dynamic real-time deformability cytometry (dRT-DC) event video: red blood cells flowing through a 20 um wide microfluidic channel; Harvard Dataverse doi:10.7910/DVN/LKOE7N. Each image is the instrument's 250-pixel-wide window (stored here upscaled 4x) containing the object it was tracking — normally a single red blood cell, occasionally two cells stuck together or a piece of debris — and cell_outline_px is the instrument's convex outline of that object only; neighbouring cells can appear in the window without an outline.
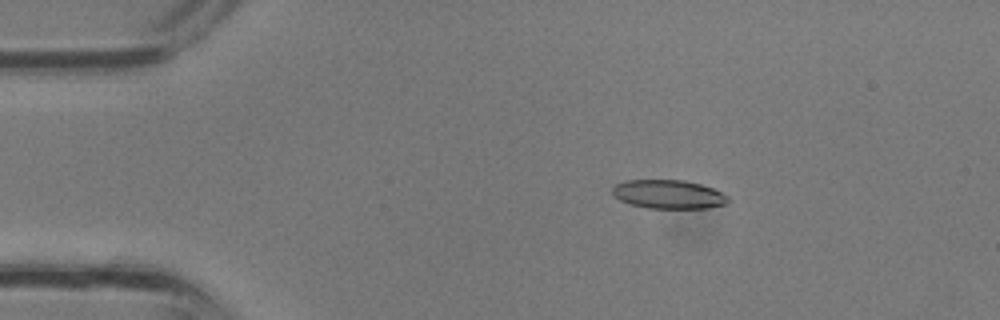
{"species": "common noctule bat (a hibernating species)", "species_latin": "Nyctalus noctula", "temperature_condition": "room temperature", "stored_images_in_passage": 35, "camera_frame_rate_fps": 3000, "um_per_image_px": 0.085, "animal": {"sex": "male", "body_mass_g": 13.3}, "frame": {"image": 1, "passage_image": 6, "time_ms": 1.667, "image_size_px": [1000, 320], "cell_outline_px": [[728, 200], [724, 204], [708, 208], [648, 208], [632, 204], [620, 200], [612, 192], [612, 188], [616, 184], [624, 180], [684, 180], [700, 184], [712, 188], [728, 196]], "centroid_in_image_um": [56.81, 16.51], "position_along_channel_um": 28.2, "area_um2": 19.19}}
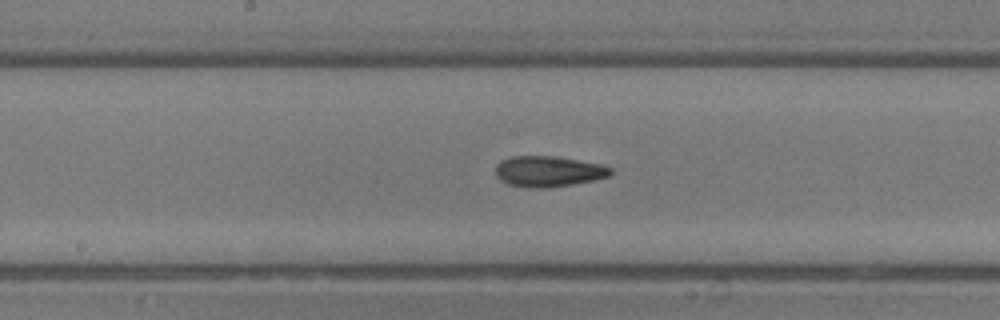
{"frame": {"image": 2, "passage_image": 18, "time_ms": 5.667, "image_size_px": [1000, 320], "cell_outline_px": [[612, 172], [608, 176], [592, 180], [572, 184], [548, 188], [532, 188], [508, 184], [500, 180], [496, 176], [496, 164], [500, 160], [512, 156], [552, 156], [600, 164], [612, 168]], "centroid_in_image_um": [46.56, 14.57], "position_along_channel_um": 201.6, "area_um2": 20.46}}
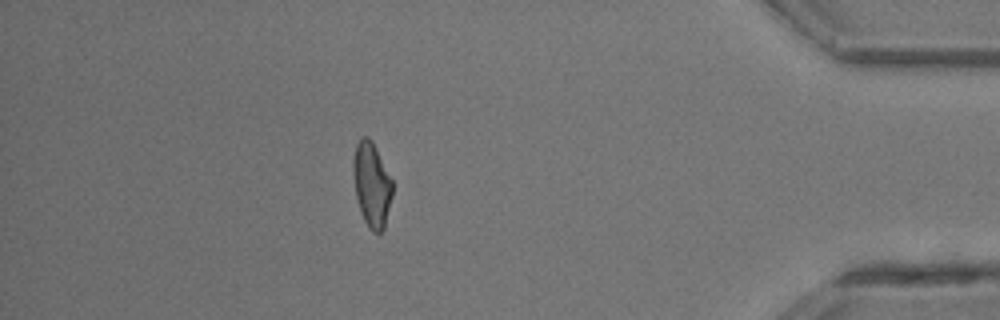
{"frame": {"image": 3, "passage_image": 31, "time_ms": 10.0, "image_size_px": [1000, 320], "cell_outline_px": [[392, 196], [384, 228], [380, 232], [372, 232], [368, 228], [360, 212], [356, 196], [352, 168], [352, 160], [356, 144], [360, 136], [368, 136], [372, 140], [392, 180]], "centroid_in_image_um": [31.57, 15.67], "position_along_channel_um": 403.6, "area_um2": 19.42}}